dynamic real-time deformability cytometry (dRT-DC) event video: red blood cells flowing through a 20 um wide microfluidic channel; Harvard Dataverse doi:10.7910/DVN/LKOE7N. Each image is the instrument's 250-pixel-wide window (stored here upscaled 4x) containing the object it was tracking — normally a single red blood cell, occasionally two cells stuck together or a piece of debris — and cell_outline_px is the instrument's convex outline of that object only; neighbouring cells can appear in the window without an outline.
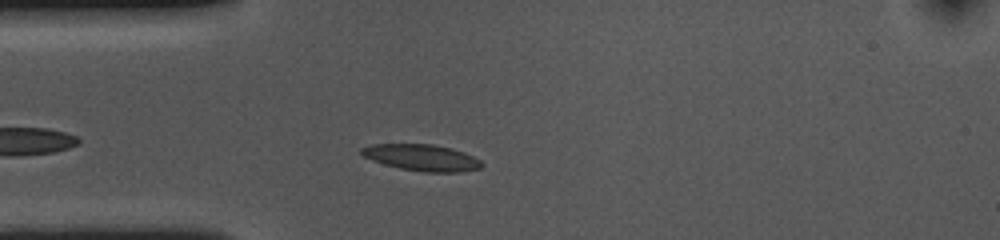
{"species": "common noctule bat (a hibernating species)", "species_latin": "Nyctalus noctula", "temperature_condition": "cold", "stored_images_in_passage": 40, "camera_frame_rate_fps": 3000, "um_per_image_px": 0.085, "animal": {"sex": "female", "body_mass_g": 10.0, "forearm_length_mm": 53.1}, "frame": {"image": 1, "passage_image": 6, "time_ms": 1.667, "image_size_px": [1000, 240], "cell_outline_px": [[484, 164], [480, 168], [460, 172], [424, 172], [400, 168], [384, 164], [372, 160], [364, 156], [360, 152], [360, 148], [372, 144], [432, 144], [452, 148], [464, 152], [480, 160]], "centroid_in_image_um": [35.86, 13.39], "position_along_channel_um": 49.1, "area_um2": 18.5}}
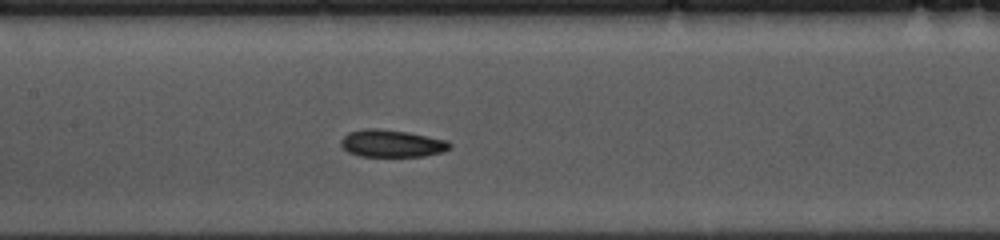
{"frame": {"image": 2, "passage_image": 17, "time_ms": 5.333, "image_size_px": [1000, 240], "cell_outline_px": [[452, 148], [444, 152], [424, 156], [360, 156], [348, 152], [340, 144], [340, 140], [348, 132], [364, 128], [380, 128], [408, 132], [448, 140], [452, 144]], "centroid_in_image_um": [33.33, 12.18], "position_along_channel_um": 174.1, "area_um2": 17.57}}
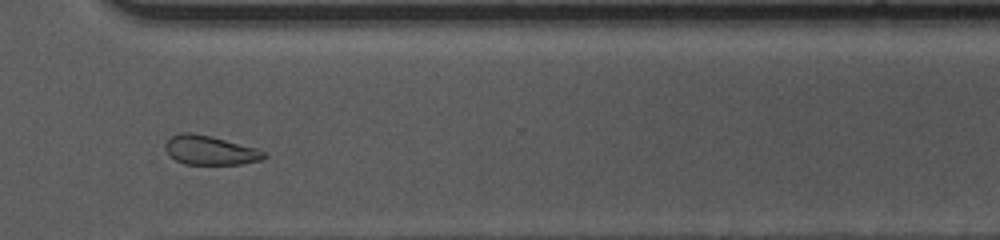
{"frame": {"image": 3, "passage_image": 32, "time_ms": 10.333, "image_size_px": [1000, 240], "cell_outline_px": [[268, 156], [264, 160], [240, 164], [184, 164], [168, 156], [164, 148], [164, 144], [172, 136], [180, 132], [192, 132], [212, 136], [256, 148], [268, 152]], "centroid_in_image_um": [17.87, 12.77], "position_along_channel_um": 352.7, "area_um2": 17.11}, "authors_computed_cell_mechanics": {"area_um2": 17.9758, "velocity_mm_per_s": 3.5709, "shape_relaxation_time_tau1_ms": 2.791, "shape_relaxation_time_tau2_ms": 4.4231, "deformation_change_tau1": 0.0884, "deformation_change_tau2": 0.0959}}